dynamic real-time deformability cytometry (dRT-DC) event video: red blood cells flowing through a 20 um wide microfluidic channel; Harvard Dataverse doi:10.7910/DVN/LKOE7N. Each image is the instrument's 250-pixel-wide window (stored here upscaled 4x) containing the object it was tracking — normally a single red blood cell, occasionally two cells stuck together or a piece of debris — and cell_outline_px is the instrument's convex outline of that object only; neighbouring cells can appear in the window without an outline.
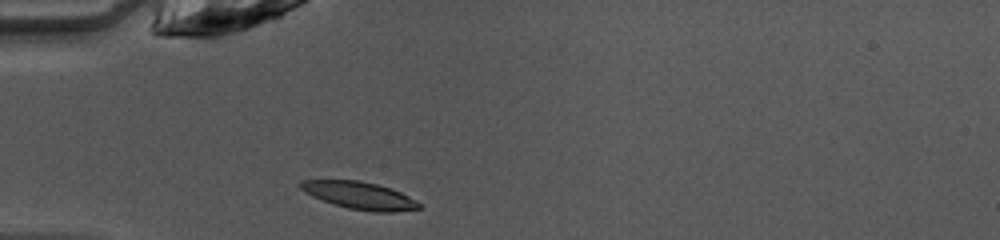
{"species": "common noctule bat (a hibernating species)", "species_latin": "Nyctalus noctula", "temperature_condition": "warm", "stored_images_in_passage": 35, "camera_frame_rate_fps": 3000, "um_per_image_px": 0.085, "animal": {"sex": "female", "body_mass_g": 10.0, "forearm_length_mm": 53.1}, "frame": {"image": 1, "passage_image": 1, "time_ms": 0.0, "image_size_px": [1000, 240], "cell_outline_px": [[420, 208], [392, 212], [372, 212], [348, 208], [312, 196], [304, 192], [300, 188], [300, 180], [360, 180], [376, 184], [400, 192], [416, 200], [420, 204]], "centroid_in_image_um": [30.55, 16.61], "position_along_channel_um": 54.5, "area_um2": 18.61}}
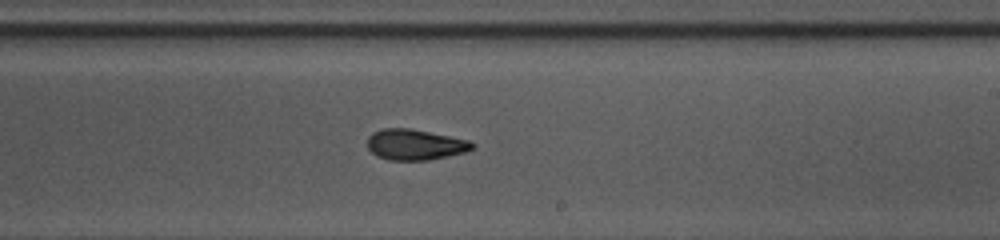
{"frame": {"image": 2, "passage_image": 16, "time_ms": 5.0, "image_size_px": [1000, 240], "cell_outline_px": [[476, 148], [468, 152], [428, 160], [388, 160], [376, 156], [368, 148], [368, 136], [372, 132], [384, 128], [412, 128], [468, 140], [476, 144]], "centroid_in_image_um": [35.31, 12.29], "position_along_channel_um": 253.7, "area_um2": 19.02}}
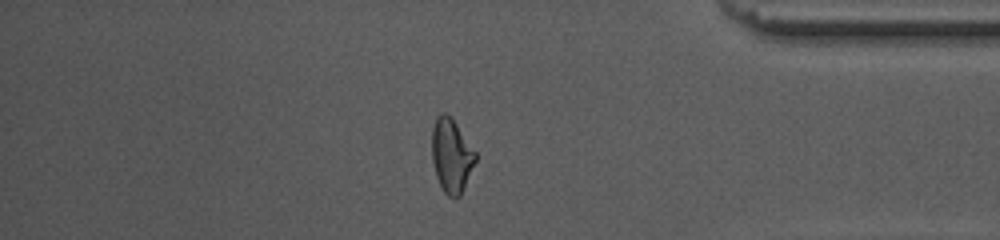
{"frame": {"image": 3, "passage_image": 28, "time_ms": 9.0, "image_size_px": [1000, 240], "cell_outline_px": [[476, 160], [460, 196], [456, 200], [452, 200], [444, 192], [436, 176], [432, 160], [432, 128], [436, 116], [440, 112], [444, 112], [456, 124], [476, 152]], "centroid_in_image_um": [38.36, 13.25], "position_along_channel_um": 396.8, "area_um2": 18.67}, "authors_computed_cell_mechanics": {"area_um2": 19.0162, "velocity_mm_per_s": 4.1319, "shape_relaxation_time_tau1_ms": 4.8103, "shape_relaxation_time_tau2_ms": 2.5604, "deformation_change_tau1": 0.1597, "deformation_change_tau2": 0.099}}